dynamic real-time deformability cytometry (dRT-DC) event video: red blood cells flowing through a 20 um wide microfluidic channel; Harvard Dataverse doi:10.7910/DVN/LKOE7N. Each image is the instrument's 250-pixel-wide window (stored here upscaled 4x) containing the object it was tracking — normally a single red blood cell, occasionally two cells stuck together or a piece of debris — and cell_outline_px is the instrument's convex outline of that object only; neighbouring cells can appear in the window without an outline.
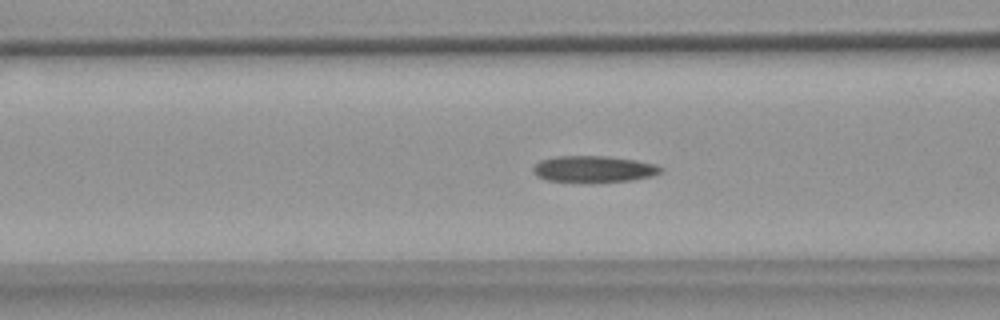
{"species": "common noctule bat (a hibernating species)", "species_latin": "Nyctalus noctula", "temperature_condition": "warm", "stored_images_in_passage": 54, "camera_frame_rate_fps": 3000, "um_per_image_px": 0.085, "animal": {"sex": "female", "body_mass_g": 18.4}, "frame": {"image": 1, "passage_image": 19, "time_ms": 6.0, "image_size_px": [1000, 320], "cell_outline_px": [[664, 168], [660, 172], [652, 176], [632, 180], [592, 184], [584, 184], [548, 180], [536, 176], [532, 172], [532, 168], [540, 160], [556, 156], [604, 156], [636, 160], [656, 164]], "centroid_in_image_um": [50.44, 14.4], "position_along_channel_um": 116.2, "area_um2": 20.35}}
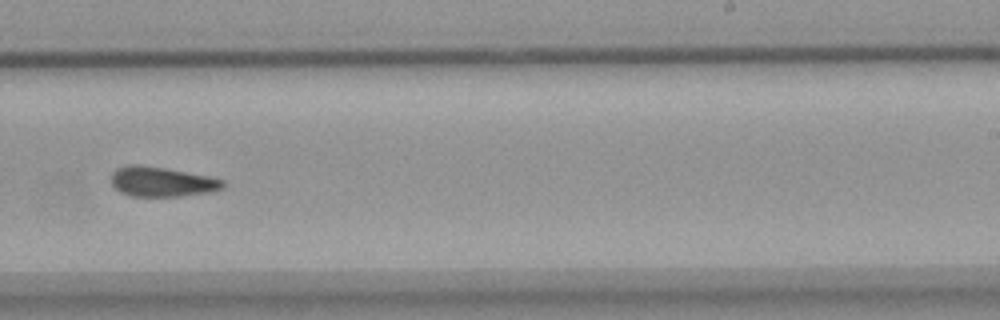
{"frame": {"image": 2, "passage_image": 32, "time_ms": 10.333, "image_size_px": [1000, 320], "cell_outline_px": [[224, 188], [208, 192], [180, 196], [132, 196], [120, 192], [112, 184], [112, 172], [116, 168], [128, 164], [136, 164], [164, 168], [208, 176], [224, 180]], "centroid_in_image_um": [13.73, 15.44], "position_along_channel_um": 275.3, "area_um2": 19.25}}
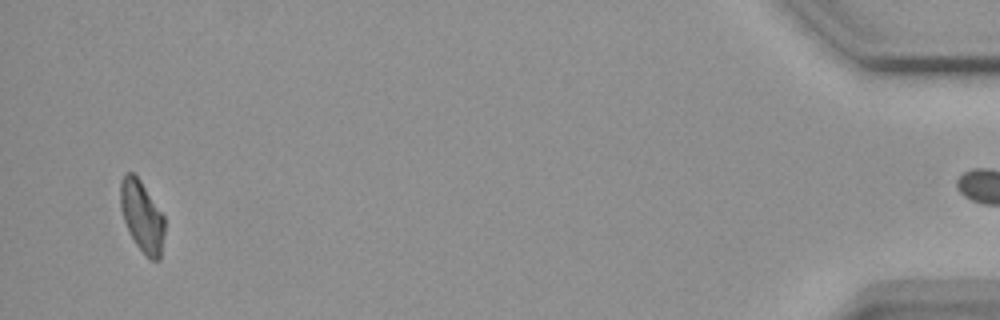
{"frame": {"image": 3, "passage_image": 51, "time_ms": 16.667, "image_size_px": [1000, 320], "cell_outline_px": [[164, 232], [160, 260], [152, 260], [136, 244], [124, 220], [120, 208], [120, 180], [128, 172], [132, 172], [140, 180], [164, 216]], "centroid_in_image_um": [12.06, 18.37], "position_along_channel_um": 423.1, "area_um2": 17.92}, "authors_computed_cell_mechanics": {"area_um2": 19.5364, "velocity_mm_per_s": 3.6785, "shape_relaxation_time_tau1_ms": null, "shape_relaxation_time_tau2_ms": 6.1409, "deformation_change_tau1": null, "deformation_change_tau2": 0.1565}}